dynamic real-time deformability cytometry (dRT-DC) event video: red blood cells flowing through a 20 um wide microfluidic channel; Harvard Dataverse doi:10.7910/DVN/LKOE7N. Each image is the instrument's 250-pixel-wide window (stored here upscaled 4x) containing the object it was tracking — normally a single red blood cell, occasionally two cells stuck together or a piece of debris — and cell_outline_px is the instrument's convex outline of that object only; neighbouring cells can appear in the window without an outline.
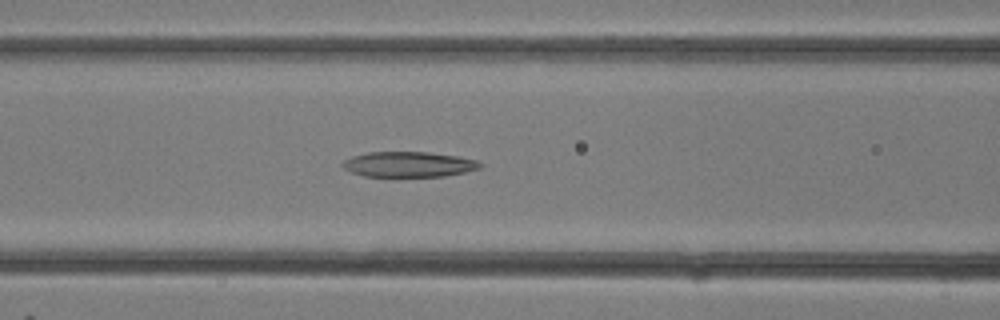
{"species": "common noctule bat (a hibernating species)", "species_latin": "Nyctalus noctula", "temperature_condition": "room temperature", "stored_images_in_passage": 13, "camera_frame_rate_fps": 3000, "um_per_image_px": 0.085, "animal": {"sex": "female"}, "frame": {"image": 1, "passage_image": 5, "time_ms": 1.333, "image_size_px": [1000, 320], "cell_outline_px": [[484, 164], [480, 168], [464, 172], [444, 176], [396, 180], [364, 176], [352, 172], [344, 168], [340, 164], [344, 160], [352, 156], [368, 152], [428, 152], [456, 156], [476, 160]], "centroid_in_image_um": [34.69, 14.02], "position_along_channel_um": 131.9, "area_um2": 21.33}}
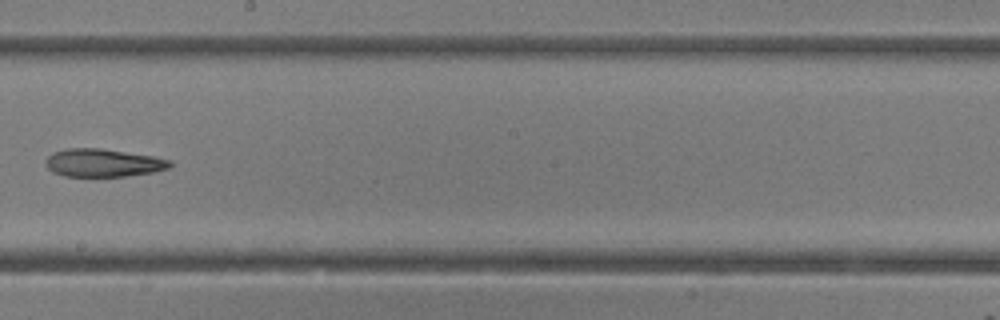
{"frame": {"image": 2, "passage_image": 10, "time_ms": 3.0, "image_size_px": [1000, 320], "cell_outline_px": [[172, 164], [168, 168], [152, 172], [124, 176], [64, 176], [52, 172], [44, 164], [44, 160], [52, 152], [68, 148], [100, 148], [152, 156], [172, 160]], "centroid_in_image_um": [8.71, 13.83], "position_along_channel_um": 239.5, "area_um2": 20.23}}
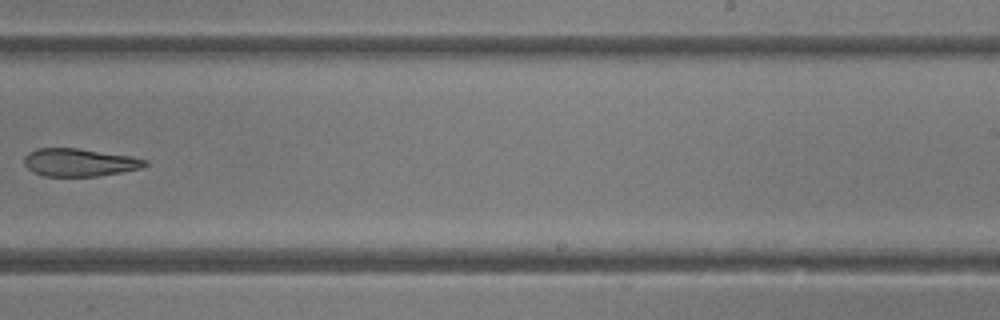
{"frame": {"image": 3, "passage_image": 12, "time_ms": 3.667, "image_size_px": [1000, 320], "cell_outline_px": [[148, 164], [140, 168], [120, 172], [96, 176], [44, 176], [32, 172], [24, 164], [24, 156], [28, 152], [36, 148], [76, 148], [132, 156], [148, 160]], "centroid_in_image_um": [6.72, 13.8], "position_along_channel_um": 282.3, "area_um2": 19.59}}